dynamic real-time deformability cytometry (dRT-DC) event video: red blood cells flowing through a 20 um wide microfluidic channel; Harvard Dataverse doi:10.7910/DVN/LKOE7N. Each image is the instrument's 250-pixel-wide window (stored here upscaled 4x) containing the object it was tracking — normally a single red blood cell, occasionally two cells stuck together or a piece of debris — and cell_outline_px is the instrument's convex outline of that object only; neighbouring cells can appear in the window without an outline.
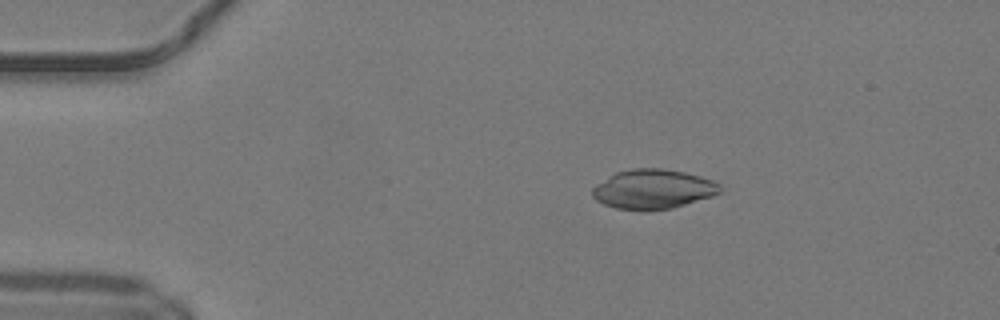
{"species": "common noctule bat (a hibernating species)", "species_latin": "Nyctalus noctula", "temperature_condition": "warm", "stored_images_in_passage": 46, "camera_frame_rate_fps": 3000, "um_per_image_px": 0.085, "animal": {"sex": "male", "body_mass_g": 19.2, "forearm_length_mm": 51.8}, "frame": {"image": 1, "passage_image": 9, "time_ms": 2.667, "image_size_px": [1000, 320], "cell_outline_px": [[720, 192], [712, 196], [672, 208], [616, 208], [604, 204], [596, 200], [592, 196], [592, 188], [596, 184], [616, 172], [632, 168], [660, 168], [684, 172], [700, 176], [712, 180], [720, 184]], "centroid_in_image_um": [55.5, 16.04], "position_along_channel_um": 29.5, "area_um2": 28.73}}
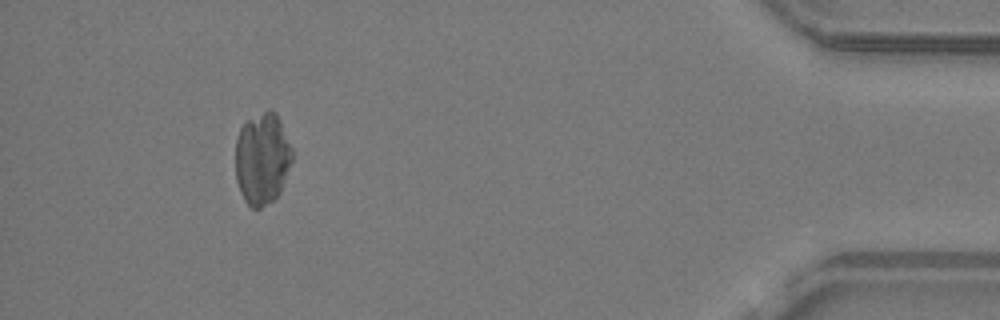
{"frame": {"image": 2, "passage_image": 45, "time_ms": 14.667, "image_size_px": [1000, 320], "cell_outline_px": [[292, 160], [280, 192], [272, 200], [260, 208], [252, 208], [244, 200], [240, 192], [236, 180], [236, 140], [240, 128], [244, 120], [268, 108], [272, 108], [276, 112], [292, 148]], "centroid_in_image_um": [22.27, 13.44], "position_along_channel_um": 412.9, "area_um2": 30.58}}